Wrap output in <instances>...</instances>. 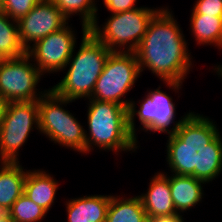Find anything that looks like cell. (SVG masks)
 <instances>
[{"label":"cell","instance_id":"cell-8","mask_svg":"<svg viewBox=\"0 0 222 222\" xmlns=\"http://www.w3.org/2000/svg\"><path fill=\"white\" fill-rule=\"evenodd\" d=\"M39 131L38 100L9 102L0 126V162H20L19 149L34 126Z\"/></svg>","mask_w":222,"mask_h":222},{"label":"cell","instance_id":"cell-3","mask_svg":"<svg viewBox=\"0 0 222 222\" xmlns=\"http://www.w3.org/2000/svg\"><path fill=\"white\" fill-rule=\"evenodd\" d=\"M88 100L86 153L94 146L116 153L136 151L139 146L128 128V108L115 102Z\"/></svg>","mask_w":222,"mask_h":222},{"label":"cell","instance_id":"cell-20","mask_svg":"<svg viewBox=\"0 0 222 222\" xmlns=\"http://www.w3.org/2000/svg\"><path fill=\"white\" fill-rule=\"evenodd\" d=\"M26 53L27 50L20 40L18 22L0 11V56L9 59Z\"/></svg>","mask_w":222,"mask_h":222},{"label":"cell","instance_id":"cell-11","mask_svg":"<svg viewBox=\"0 0 222 222\" xmlns=\"http://www.w3.org/2000/svg\"><path fill=\"white\" fill-rule=\"evenodd\" d=\"M76 39L75 31L67 23L60 30L32 44L27 54L42 74L60 72L65 70L71 55H75Z\"/></svg>","mask_w":222,"mask_h":222},{"label":"cell","instance_id":"cell-9","mask_svg":"<svg viewBox=\"0 0 222 222\" xmlns=\"http://www.w3.org/2000/svg\"><path fill=\"white\" fill-rule=\"evenodd\" d=\"M145 99L142 98L139 110L136 109L135 101H131L128 107V128L131 134L137 140L135 117L138 116L139 123L142 125L140 129L145 132H160L166 133V135L173 134L178 126L181 124L183 119L190 113L185 114L180 120L174 121L176 116V106L173 102L172 97L166 92L160 90V86L155 90L147 91ZM135 116V117H134ZM172 123H175L172 128H170ZM170 126V127H169ZM170 128V129H168Z\"/></svg>","mask_w":222,"mask_h":222},{"label":"cell","instance_id":"cell-5","mask_svg":"<svg viewBox=\"0 0 222 222\" xmlns=\"http://www.w3.org/2000/svg\"><path fill=\"white\" fill-rule=\"evenodd\" d=\"M71 102L73 100L60 97L49 88L38 100L39 132L56 144L85 154V129L77 118L64 108Z\"/></svg>","mask_w":222,"mask_h":222},{"label":"cell","instance_id":"cell-12","mask_svg":"<svg viewBox=\"0 0 222 222\" xmlns=\"http://www.w3.org/2000/svg\"><path fill=\"white\" fill-rule=\"evenodd\" d=\"M17 22L21 43L27 50L32 42L60 30L69 21L51 0H41Z\"/></svg>","mask_w":222,"mask_h":222},{"label":"cell","instance_id":"cell-16","mask_svg":"<svg viewBox=\"0 0 222 222\" xmlns=\"http://www.w3.org/2000/svg\"><path fill=\"white\" fill-rule=\"evenodd\" d=\"M45 170H27L24 194L47 212L56 200L58 182Z\"/></svg>","mask_w":222,"mask_h":222},{"label":"cell","instance_id":"cell-14","mask_svg":"<svg viewBox=\"0 0 222 222\" xmlns=\"http://www.w3.org/2000/svg\"><path fill=\"white\" fill-rule=\"evenodd\" d=\"M111 195H89L66 201L67 222H105Z\"/></svg>","mask_w":222,"mask_h":222},{"label":"cell","instance_id":"cell-17","mask_svg":"<svg viewBox=\"0 0 222 222\" xmlns=\"http://www.w3.org/2000/svg\"><path fill=\"white\" fill-rule=\"evenodd\" d=\"M0 163V205L11 208L24 193L27 170L19 162Z\"/></svg>","mask_w":222,"mask_h":222},{"label":"cell","instance_id":"cell-10","mask_svg":"<svg viewBox=\"0 0 222 222\" xmlns=\"http://www.w3.org/2000/svg\"><path fill=\"white\" fill-rule=\"evenodd\" d=\"M30 59L26 53L17 58L4 59L2 62L0 66V97L7 103L36 101L49 90L39 91L36 88L43 74Z\"/></svg>","mask_w":222,"mask_h":222},{"label":"cell","instance_id":"cell-30","mask_svg":"<svg viewBox=\"0 0 222 222\" xmlns=\"http://www.w3.org/2000/svg\"><path fill=\"white\" fill-rule=\"evenodd\" d=\"M0 222H14L12 219H2Z\"/></svg>","mask_w":222,"mask_h":222},{"label":"cell","instance_id":"cell-27","mask_svg":"<svg viewBox=\"0 0 222 222\" xmlns=\"http://www.w3.org/2000/svg\"><path fill=\"white\" fill-rule=\"evenodd\" d=\"M2 219H12L11 208L0 205V220Z\"/></svg>","mask_w":222,"mask_h":222},{"label":"cell","instance_id":"cell-32","mask_svg":"<svg viewBox=\"0 0 222 222\" xmlns=\"http://www.w3.org/2000/svg\"><path fill=\"white\" fill-rule=\"evenodd\" d=\"M3 61H4V58L0 56V66H1Z\"/></svg>","mask_w":222,"mask_h":222},{"label":"cell","instance_id":"cell-15","mask_svg":"<svg viewBox=\"0 0 222 222\" xmlns=\"http://www.w3.org/2000/svg\"><path fill=\"white\" fill-rule=\"evenodd\" d=\"M165 175L169 178L171 196L177 213L181 214L187 210L189 211L204 198L202 185L206 184L204 181L193 176L178 174L169 176L167 173Z\"/></svg>","mask_w":222,"mask_h":222},{"label":"cell","instance_id":"cell-24","mask_svg":"<svg viewBox=\"0 0 222 222\" xmlns=\"http://www.w3.org/2000/svg\"><path fill=\"white\" fill-rule=\"evenodd\" d=\"M191 11L192 14L222 17V0H197Z\"/></svg>","mask_w":222,"mask_h":222},{"label":"cell","instance_id":"cell-1","mask_svg":"<svg viewBox=\"0 0 222 222\" xmlns=\"http://www.w3.org/2000/svg\"><path fill=\"white\" fill-rule=\"evenodd\" d=\"M167 164L172 174L208 183L222 171V139L210 118L190 112L168 136Z\"/></svg>","mask_w":222,"mask_h":222},{"label":"cell","instance_id":"cell-13","mask_svg":"<svg viewBox=\"0 0 222 222\" xmlns=\"http://www.w3.org/2000/svg\"><path fill=\"white\" fill-rule=\"evenodd\" d=\"M147 218L178 214L171 196L169 178L165 172H157L145 194L139 195Z\"/></svg>","mask_w":222,"mask_h":222},{"label":"cell","instance_id":"cell-22","mask_svg":"<svg viewBox=\"0 0 222 222\" xmlns=\"http://www.w3.org/2000/svg\"><path fill=\"white\" fill-rule=\"evenodd\" d=\"M11 213L14 222H39L44 220L48 212L23 193L13 203Z\"/></svg>","mask_w":222,"mask_h":222},{"label":"cell","instance_id":"cell-28","mask_svg":"<svg viewBox=\"0 0 222 222\" xmlns=\"http://www.w3.org/2000/svg\"><path fill=\"white\" fill-rule=\"evenodd\" d=\"M6 104H7V102L0 97V126L3 121V114H4V111L6 108Z\"/></svg>","mask_w":222,"mask_h":222},{"label":"cell","instance_id":"cell-31","mask_svg":"<svg viewBox=\"0 0 222 222\" xmlns=\"http://www.w3.org/2000/svg\"><path fill=\"white\" fill-rule=\"evenodd\" d=\"M5 0H0V8L2 7V5L4 4Z\"/></svg>","mask_w":222,"mask_h":222},{"label":"cell","instance_id":"cell-29","mask_svg":"<svg viewBox=\"0 0 222 222\" xmlns=\"http://www.w3.org/2000/svg\"><path fill=\"white\" fill-rule=\"evenodd\" d=\"M215 70V73H218L217 75H219L218 77L222 78V65L215 66Z\"/></svg>","mask_w":222,"mask_h":222},{"label":"cell","instance_id":"cell-19","mask_svg":"<svg viewBox=\"0 0 222 222\" xmlns=\"http://www.w3.org/2000/svg\"><path fill=\"white\" fill-rule=\"evenodd\" d=\"M190 30L195 37L196 44H209L219 49L222 48V17L191 14Z\"/></svg>","mask_w":222,"mask_h":222},{"label":"cell","instance_id":"cell-6","mask_svg":"<svg viewBox=\"0 0 222 222\" xmlns=\"http://www.w3.org/2000/svg\"><path fill=\"white\" fill-rule=\"evenodd\" d=\"M160 9L138 7L112 13L102 25L104 27L98 26L96 21L89 31L111 52H135L147 31L150 20Z\"/></svg>","mask_w":222,"mask_h":222},{"label":"cell","instance_id":"cell-23","mask_svg":"<svg viewBox=\"0 0 222 222\" xmlns=\"http://www.w3.org/2000/svg\"><path fill=\"white\" fill-rule=\"evenodd\" d=\"M40 1L41 0H5L0 11L12 20L19 21Z\"/></svg>","mask_w":222,"mask_h":222},{"label":"cell","instance_id":"cell-7","mask_svg":"<svg viewBox=\"0 0 222 222\" xmlns=\"http://www.w3.org/2000/svg\"><path fill=\"white\" fill-rule=\"evenodd\" d=\"M140 75L135 52H111L89 99L115 102L128 108L132 100L122 98Z\"/></svg>","mask_w":222,"mask_h":222},{"label":"cell","instance_id":"cell-21","mask_svg":"<svg viewBox=\"0 0 222 222\" xmlns=\"http://www.w3.org/2000/svg\"><path fill=\"white\" fill-rule=\"evenodd\" d=\"M69 20L71 15H80L82 21V34L98 20L96 0H51ZM78 13V14H77Z\"/></svg>","mask_w":222,"mask_h":222},{"label":"cell","instance_id":"cell-26","mask_svg":"<svg viewBox=\"0 0 222 222\" xmlns=\"http://www.w3.org/2000/svg\"><path fill=\"white\" fill-rule=\"evenodd\" d=\"M147 222H184V217H182V214L178 213L168 216L147 218Z\"/></svg>","mask_w":222,"mask_h":222},{"label":"cell","instance_id":"cell-2","mask_svg":"<svg viewBox=\"0 0 222 222\" xmlns=\"http://www.w3.org/2000/svg\"><path fill=\"white\" fill-rule=\"evenodd\" d=\"M169 10L161 7L153 16L135 54L140 73L148 68L177 92L191 70L192 57L182 29Z\"/></svg>","mask_w":222,"mask_h":222},{"label":"cell","instance_id":"cell-25","mask_svg":"<svg viewBox=\"0 0 222 222\" xmlns=\"http://www.w3.org/2000/svg\"><path fill=\"white\" fill-rule=\"evenodd\" d=\"M137 0H103L105 8L111 13H119L138 8Z\"/></svg>","mask_w":222,"mask_h":222},{"label":"cell","instance_id":"cell-18","mask_svg":"<svg viewBox=\"0 0 222 222\" xmlns=\"http://www.w3.org/2000/svg\"><path fill=\"white\" fill-rule=\"evenodd\" d=\"M105 222H147L139 195L126 199L111 195Z\"/></svg>","mask_w":222,"mask_h":222},{"label":"cell","instance_id":"cell-4","mask_svg":"<svg viewBox=\"0 0 222 222\" xmlns=\"http://www.w3.org/2000/svg\"><path fill=\"white\" fill-rule=\"evenodd\" d=\"M80 44L76 55L72 54L66 64V68L70 66L66 75L50 88L56 95L73 101L91 98L96 81L111 53L90 31L83 34Z\"/></svg>","mask_w":222,"mask_h":222}]
</instances>
